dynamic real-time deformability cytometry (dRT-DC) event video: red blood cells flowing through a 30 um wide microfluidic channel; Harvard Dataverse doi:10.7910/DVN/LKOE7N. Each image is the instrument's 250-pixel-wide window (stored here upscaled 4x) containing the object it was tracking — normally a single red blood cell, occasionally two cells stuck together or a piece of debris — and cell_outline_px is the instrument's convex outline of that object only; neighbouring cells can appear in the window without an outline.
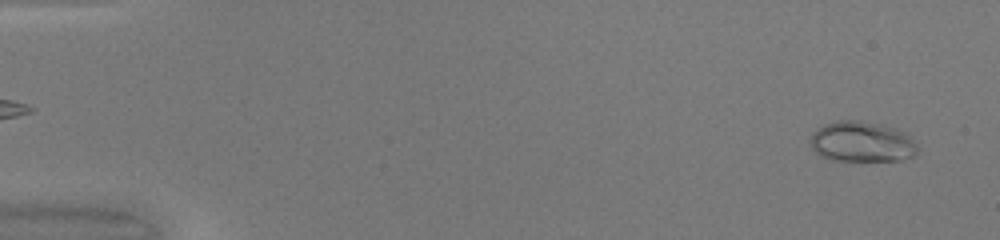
{"species": "common noctule bat (a hibernating species)", "species_latin": "Nyctalus noctula", "temperature_condition": "warm", "stored_images_in_passage": 49, "camera_frame_rate_fps": 3000, "um_per_image_px": 0.085, "animal": {"sex": "female", "body_mass_g": 20.0, "forearm_length_mm": 54.0}, "frame": {"image": 1, "passage_image": 2, "time_ms": 0.333, "image_size_px": [1000, 240], "cell_outline_px": [[920, 148], [916, 156], [904, 160], [832, 160], [820, 156], [812, 148], [808, 140], [812, 132], [816, 128], [824, 124], [836, 120], [860, 120], [896, 128], [908, 132], [912, 136]], "centroid_in_image_um": [73.29, 12.04], "position_along_channel_um": 11.7, "area_um2": 26.01}}
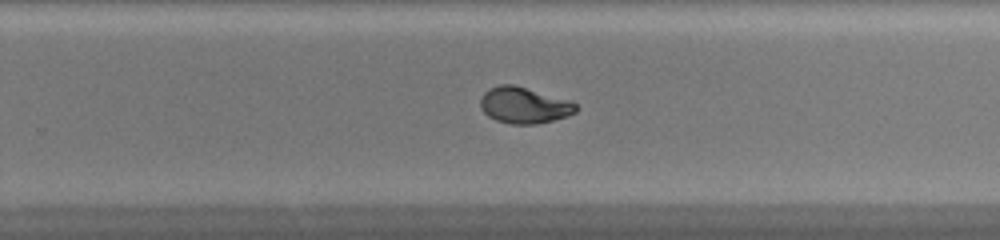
{"frame": {"image": 2, "passage_image": 32, "time_ms": 10.333, "image_size_px": [1000, 240], "cell_outline_px": [[580, 108], [576, 112], [568, 116], [536, 124], [512, 124], [496, 120], [488, 116], [480, 108], [480, 100], [484, 92], [488, 88], [500, 84], [512, 84], [568, 100], [576, 104]], "centroid_in_image_um": [44.53, 8.95], "position_along_channel_um": 285.3, "area_um2": 20.11}}
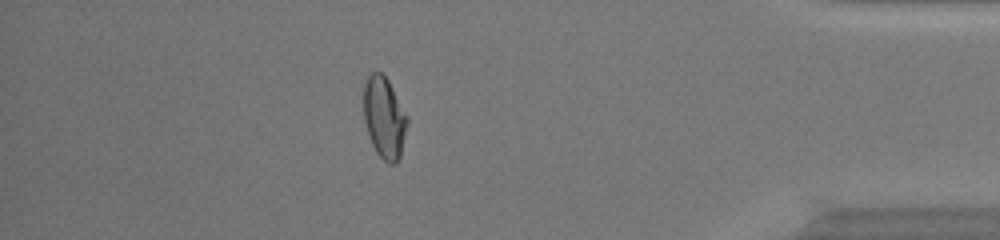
{"frame": {"image": 3, "passage_image": 43, "time_ms": 14.0, "image_size_px": [1000, 240], "cell_outline_px": [[408, 124], [400, 156], [396, 164], [388, 164], [376, 152], [372, 144], [364, 120], [364, 84], [368, 76], [372, 72], [380, 72], [388, 80], [408, 116]], "centroid_in_image_um": [32.68, 10.01], "position_along_channel_um": 402.5, "area_um2": 20.63}, "authors_computed_cell_mechanics": {"area_um2": 20.6346, "velocity_mm_per_s": 4.222, "shape_relaxation_time_tau1_ms": 6.6183, "shape_relaxation_time_tau2_ms": 0.7498, "deformation_change_tau1": 0.2681, "deformation_change_tau2": 0.0427}}